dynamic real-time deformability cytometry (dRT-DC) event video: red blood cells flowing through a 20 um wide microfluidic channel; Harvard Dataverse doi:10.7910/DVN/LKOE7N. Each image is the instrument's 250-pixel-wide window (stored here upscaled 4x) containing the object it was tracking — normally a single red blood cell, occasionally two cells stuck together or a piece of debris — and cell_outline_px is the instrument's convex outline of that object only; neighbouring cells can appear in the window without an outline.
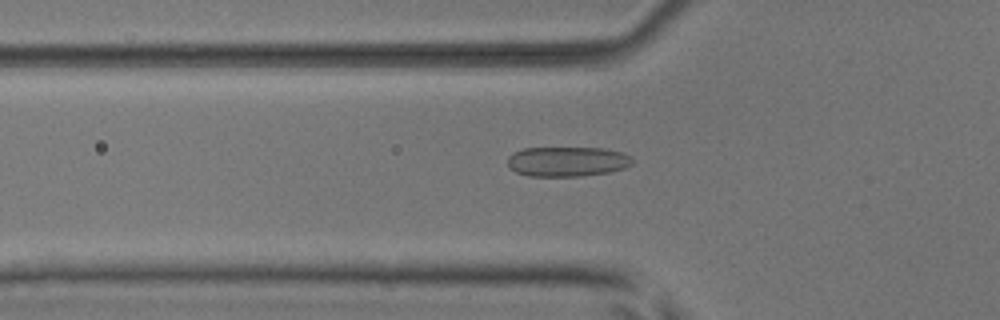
{"species": "common noctule bat (a hibernating species)", "species_latin": "Nyctalus noctula", "temperature_condition": "room temperature", "stored_images_in_passage": 44, "camera_frame_rate_fps": 3000, "um_per_image_px": 0.085, "animal": {"sex": "male", "body_mass_g": 17.9, "forearm_length_mm": 54.2}, "frame": {"image": 1, "passage_image": 10, "time_ms": 3.0, "image_size_px": [1000, 320], "cell_outline_px": [[632, 164], [624, 168], [608, 172], [580, 176], [528, 176], [516, 172], [508, 164], [508, 156], [512, 152], [524, 148], [604, 148], [624, 152], [632, 156]], "centroid_in_image_um": [48.23, 13.72], "position_along_channel_um": 77.6, "area_um2": 21.79}}
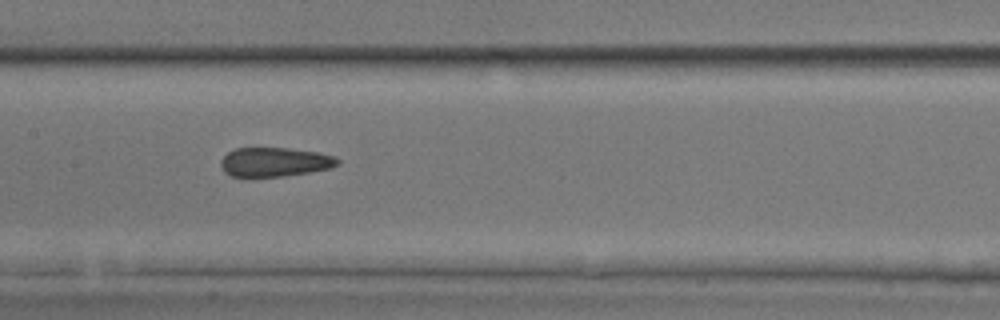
{"frame": {"image": 2, "passage_image": 18, "time_ms": 5.667, "image_size_px": [1000, 320], "cell_outline_px": [[340, 164], [332, 168], [284, 176], [232, 176], [224, 172], [220, 164], [220, 160], [228, 152], [236, 148], [288, 148], [320, 152], [332, 156], [340, 160]], "centroid_in_image_um": [23.37, 13.76], "position_along_channel_um": 184.0, "area_um2": 19.83}}
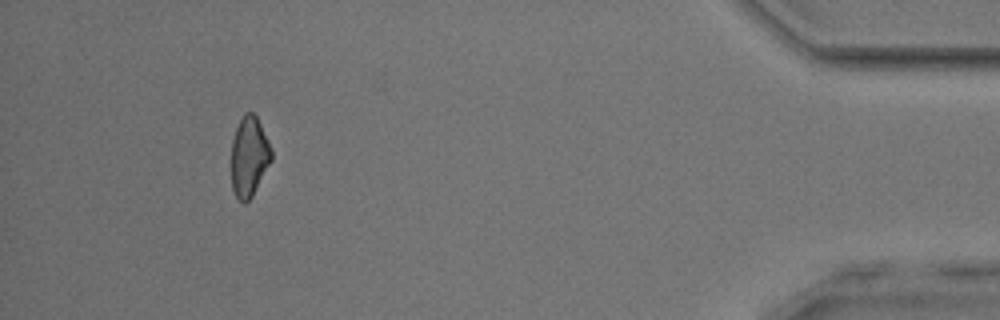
{"frame": {"image": 3, "passage_image": 40, "time_ms": 13.0, "image_size_px": [1000, 320], "cell_outline_px": [[272, 160], [252, 196], [244, 204], [236, 196], [232, 188], [232, 140], [236, 128], [244, 112], [252, 112], [256, 116], [268, 140], [272, 152]], "centroid_in_image_um": [21.18, 13.3], "position_along_channel_um": 414.0, "area_um2": 18.5}, "authors_computed_cell_mechanics": {"area_um2": 20.3167, "velocity_mm_per_s": 3.979, "shape_relaxation_time_tau1_ms": null, "shape_relaxation_time_tau2_ms": 2.586, "deformation_change_tau1": null, "deformation_change_tau2": 0.0865}}